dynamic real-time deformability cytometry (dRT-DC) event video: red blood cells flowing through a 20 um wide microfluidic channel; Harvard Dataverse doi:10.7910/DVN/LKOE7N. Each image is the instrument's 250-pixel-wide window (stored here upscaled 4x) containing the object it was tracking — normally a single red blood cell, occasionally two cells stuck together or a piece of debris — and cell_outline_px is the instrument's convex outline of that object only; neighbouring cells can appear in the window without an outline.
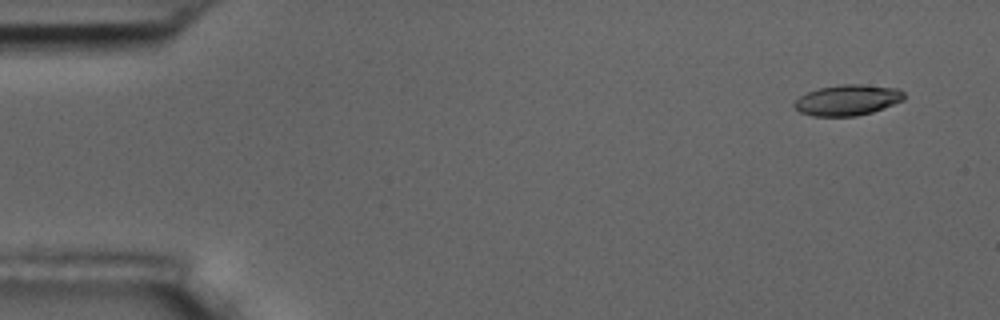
{"species": "common noctule bat (a hibernating species)", "species_latin": "Nyctalus noctula", "temperature_condition": "room temperature", "stored_images_in_passage": 10, "camera_frame_rate_fps": 3000, "um_per_image_px": 0.085, "animal": {"sex": "male", "body_mass_g": 17.5, "forearm_length_mm": 52.3}, "frame": {"image": 1, "passage_image": 1, "time_ms": 0.0, "image_size_px": [1000, 320], "cell_outline_px": [[904, 100], [884, 108], [872, 112], [856, 116], [812, 116], [800, 112], [792, 104], [800, 96], [808, 92], [820, 88], [840, 84], [860, 84], [900, 88], [904, 92]], "centroid_in_image_um": [72.06, 8.5], "position_along_channel_um": 12.9, "area_um2": 19.71}}
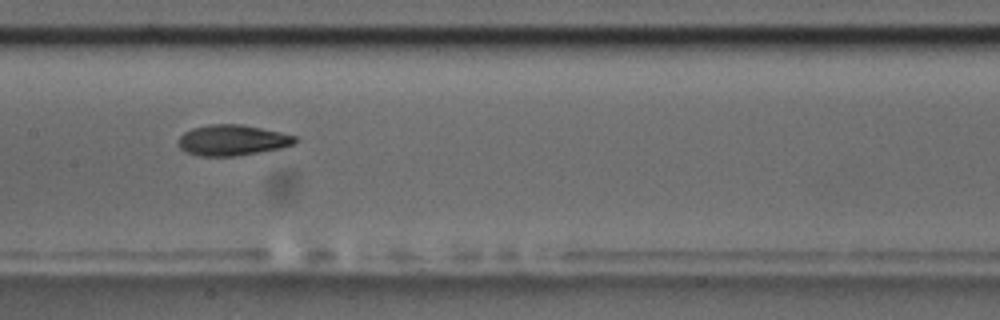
{"frame": {"image": 2, "passage_image": 7, "time_ms": 8.0, "image_size_px": [1000, 320], "cell_outline_px": [[296, 140], [292, 144], [280, 148], [236, 156], [200, 156], [184, 152], [180, 148], [180, 136], [184, 132], [192, 128], [208, 124], [240, 124], [280, 132], [296, 136]], "centroid_in_image_um": [19.71, 11.91], "position_along_channel_um": 187.7, "area_um2": 20.69}}
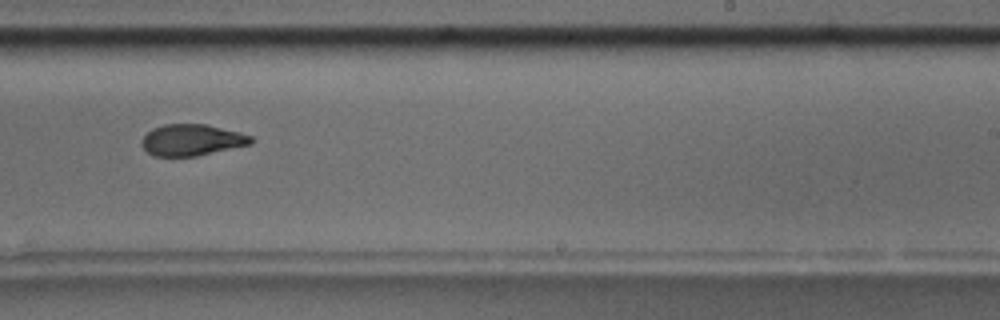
{"frame": {"image": 3, "passage_image": 9, "time_ms": 10.333, "image_size_px": [1000, 320], "cell_outline_px": [[252, 144], [196, 156], [152, 156], [140, 144], [140, 140], [152, 128], [164, 124], [208, 124], [252, 136]], "centroid_in_image_um": [16.27, 11.9], "position_along_channel_um": 272.7, "area_um2": 20.0}}